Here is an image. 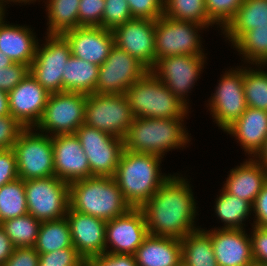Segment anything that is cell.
<instances>
[{"label": "cell", "instance_id": "obj_1", "mask_svg": "<svg viewBox=\"0 0 267 266\" xmlns=\"http://www.w3.org/2000/svg\"><path fill=\"white\" fill-rule=\"evenodd\" d=\"M178 175H171L140 207L149 235L181 240L201 228L195 227L198 213L191 186Z\"/></svg>", "mask_w": 267, "mask_h": 266}, {"label": "cell", "instance_id": "obj_2", "mask_svg": "<svg viewBox=\"0 0 267 266\" xmlns=\"http://www.w3.org/2000/svg\"><path fill=\"white\" fill-rule=\"evenodd\" d=\"M162 159L155 154L123 150L114 179L132 208H140L171 176L162 175Z\"/></svg>", "mask_w": 267, "mask_h": 266}, {"label": "cell", "instance_id": "obj_3", "mask_svg": "<svg viewBox=\"0 0 267 266\" xmlns=\"http://www.w3.org/2000/svg\"><path fill=\"white\" fill-rule=\"evenodd\" d=\"M69 207L105 221L119 217L132 208L125 200L114 177L102 176L70 183Z\"/></svg>", "mask_w": 267, "mask_h": 266}, {"label": "cell", "instance_id": "obj_4", "mask_svg": "<svg viewBox=\"0 0 267 266\" xmlns=\"http://www.w3.org/2000/svg\"><path fill=\"white\" fill-rule=\"evenodd\" d=\"M184 121V118L134 117L124 137V149L164 158L166 152L189 144L191 137L184 128Z\"/></svg>", "mask_w": 267, "mask_h": 266}, {"label": "cell", "instance_id": "obj_5", "mask_svg": "<svg viewBox=\"0 0 267 266\" xmlns=\"http://www.w3.org/2000/svg\"><path fill=\"white\" fill-rule=\"evenodd\" d=\"M134 117L187 118L189 108L151 71H147L125 93Z\"/></svg>", "mask_w": 267, "mask_h": 266}, {"label": "cell", "instance_id": "obj_6", "mask_svg": "<svg viewBox=\"0 0 267 266\" xmlns=\"http://www.w3.org/2000/svg\"><path fill=\"white\" fill-rule=\"evenodd\" d=\"M34 130L24 128L12 147L23 181L55 176L52 136Z\"/></svg>", "mask_w": 267, "mask_h": 266}, {"label": "cell", "instance_id": "obj_7", "mask_svg": "<svg viewBox=\"0 0 267 266\" xmlns=\"http://www.w3.org/2000/svg\"><path fill=\"white\" fill-rule=\"evenodd\" d=\"M133 120L126 94L87 95L85 125L124 139Z\"/></svg>", "mask_w": 267, "mask_h": 266}, {"label": "cell", "instance_id": "obj_8", "mask_svg": "<svg viewBox=\"0 0 267 266\" xmlns=\"http://www.w3.org/2000/svg\"><path fill=\"white\" fill-rule=\"evenodd\" d=\"M87 95L62 91L49 95L44 114L36 131L46 135L75 134L84 124Z\"/></svg>", "mask_w": 267, "mask_h": 266}, {"label": "cell", "instance_id": "obj_9", "mask_svg": "<svg viewBox=\"0 0 267 266\" xmlns=\"http://www.w3.org/2000/svg\"><path fill=\"white\" fill-rule=\"evenodd\" d=\"M69 185L56 176L25 180L28 213L41 222L65 217L69 208Z\"/></svg>", "mask_w": 267, "mask_h": 266}, {"label": "cell", "instance_id": "obj_10", "mask_svg": "<svg viewBox=\"0 0 267 266\" xmlns=\"http://www.w3.org/2000/svg\"><path fill=\"white\" fill-rule=\"evenodd\" d=\"M208 28L189 21L161 16L155 20L156 61L171 55H205L198 32Z\"/></svg>", "mask_w": 267, "mask_h": 266}, {"label": "cell", "instance_id": "obj_11", "mask_svg": "<svg viewBox=\"0 0 267 266\" xmlns=\"http://www.w3.org/2000/svg\"><path fill=\"white\" fill-rule=\"evenodd\" d=\"M88 159L91 177H114L124 150V139L81 125L75 132Z\"/></svg>", "mask_w": 267, "mask_h": 266}, {"label": "cell", "instance_id": "obj_12", "mask_svg": "<svg viewBox=\"0 0 267 266\" xmlns=\"http://www.w3.org/2000/svg\"><path fill=\"white\" fill-rule=\"evenodd\" d=\"M44 46L38 43L30 73L50 94L63 91L62 73L71 56L69 43L61 34H47Z\"/></svg>", "mask_w": 267, "mask_h": 266}, {"label": "cell", "instance_id": "obj_13", "mask_svg": "<svg viewBox=\"0 0 267 266\" xmlns=\"http://www.w3.org/2000/svg\"><path fill=\"white\" fill-rule=\"evenodd\" d=\"M229 69L221 76L209 99V111L217 126L225 131L247 109L244 95L243 67Z\"/></svg>", "mask_w": 267, "mask_h": 266}, {"label": "cell", "instance_id": "obj_14", "mask_svg": "<svg viewBox=\"0 0 267 266\" xmlns=\"http://www.w3.org/2000/svg\"><path fill=\"white\" fill-rule=\"evenodd\" d=\"M207 58L205 55H171L158 59L150 70L189 108L190 93L200 76ZM187 95V96H186ZM186 97V98H185Z\"/></svg>", "mask_w": 267, "mask_h": 266}, {"label": "cell", "instance_id": "obj_15", "mask_svg": "<svg viewBox=\"0 0 267 266\" xmlns=\"http://www.w3.org/2000/svg\"><path fill=\"white\" fill-rule=\"evenodd\" d=\"M148 70L133 56L114 45L99 66L95 93L125 94Z\"/></svg>", "mask_w": 267, "mask_h": 266}, {"label": "cell", "instance_id": "obj_16", "mask_svg": "<svg viewBox=\"0 0 267 266\" xmlns=\"http://www.w3.org/2000/svg\"><path fill=\"white\" fill-rule=\"evenodd\" d=\"M112 33L114 45L135 57L148 71L154 67L155 20L132 18L114 28Z\"/></svg>", "mask_w": 267, "mask_h": 266}, {"label": "cell", "instance_id": "obj_17", "mask_svg": "<svg viewBox=\"0 0 267 266\" xmlns=\"http://www.w3.org/2000/svg\"><path fill=\"white\" fill-rule=\"evenodd\" d=\"M148 235L142 210L131 208L127 213L107 221L105 253L134 255Z\"/></svg>", "mask_w": 267, "mask_h": 266}, {"label": "cell", "instance_id": "obj_18", "mask_svg": "<svg viewBox=\"0 0 267 266\" xmlns=\"http://www.w3.org/2000/svg\"><path fill=\"white\" fill-rule=\"evenodd\" d=\"M50 93L29 73L8 92L10 114L25 128L40 122Z\"/></svg>", "mask_w": 267, "mask_h": 266}, {"label": "cell", "instance_id": "obj_19", "mask_svg": "<svg viewBox=\"0 0 267 266\" xmlns=\"http://www.w3.org/2000/svg\"><path fill=\"white\" fill-rule=\"evenodd\" d=\"M55 176L64 182L72 183L91 177L88 159L75 134L52 136Z\"/></svg>", "mask_w": 267, "mask_h": 266}, {"label": "cell", "instance_id": "obj_20", "mask_svg": "<svg viewBox=\"0 0 267 266\" xmlns=\"http://www.w3.org/2000/svg\"><path fill=\"white\" fill-rule=\"evenodd\" d=\"M65 217L70 225L73 246L86 262L105 253L107 221L79 213L70 207Z\"/></svg>", "mask_w": 267, "mask_h": 266}, {"label": "cell", "instance_id": "obj_21", "mask_svg": "<svg viewBox=\"0 0 267 266\" xmlns=\"http://www.w3.org/2000/svg\"><path fill=\"white\" fill-rule=\"evenodd\" d=\"M69 43L71 55L98 66L107 59L114 46L112 30L80 26L61 34Z\"/></svg>", "mask_w": 267, "mask_h": 266}, {"label": "cell", "instance_id": "obj_22", "mask_svg": "<svg viewBox=\"0 0 267 266\" xmlns=\"http://www.w3.org/2000/svg\"><path fill=\"white\" fill-rule=\"evenodd\" d=\"M212 239L218 266H251L254 263L250 235L245 229L205 230Z\"/></svg>", "mask_w": 267, "mask_h": 266}, {"label": "cell", "instance_id": "obj_23", "mask_svg": "<svg viewBox=\"0 0 267 266\" xmlns=\"http://www.w3.org/2000/svg\"><path fill=\"white\" fill-rule=\"evenodd\" d=\"M224 132L238 140L249 157H256L267 138V111L247 107Z\"/></svg>", "mask_w": 267, "mask_h": 266}, {"label": "cell", "instance_id": "obj_24", "mask_svg": "<svg viewBox=\"0 0 267 266\" xmlns=\"http://www.w3.org/2000/svg\"><path fill=\"white\" fill-rule=\"evenodd\" d=\"M223 189L252 205L267 182V169L255 158H248L240 166L232 168Z\"/></svg>", "mask_w": 267, "mask_h": 266}, {"label": "cell", "instance_id": "obj_25", "mask_svg": "<svg viewBox=\"0 0 267 266\" xmlns=\"http://www.w3.org/2000/svg\"><path fill=\"white\" fill-rule=\"evenodd\" d=\"M4 16L0 19V51L13 63L31 66L36 55L38 38L36 39L29 26L9 25V22H5Z\"/></svg>", "mask_w": 267, "mask_h": 266}, {"label": "cell", "instance_id": "obj_26", "mask_svg": "<svg viewBox=\"0 0 267 266\" xmlns=\"http://www.w3.org/2000/svg\"><path fill=\"white\" fill-rule=\"evenodd\" d=\"M134 257L137 266H182L181 240L148 235Z\"/></svg>", "mask_w": 267, "mask_h": 266}, {"label": "cell", "instance_id": "obj_27", "mask_svg": "<svg viewBox=\"0 0 267 266\" xmlns=\"http://www.w3.org/2000/svg\"><path fill=\"white\" fill-rule=\"evenodd\" d=\"M263 25H267V0H243L221 32L233 45L246 31Z\"/></svg>", "mask_w": 267, "mask_h": 266}, {"label": "cell", "instance_id": "obj_28", "mask_svg": "<svg viewBox=\"0 0 267 266\" xmlns=\"http://www.w3.org/2000/svg\"><path fill=\"white\" fill-rule=\"evenodd\" d=\"M63 68V91L86 95L95 93L99 73L98 65L71 55Z\"/></svg>", "mask_w": 267, "mask_h": 266}, {"label": "cell", "instance_id": "obj_29", "mask_svg": "<svg viewBox=\"0 0 267 266\" xmlns=\"http://www.w3.org/2000/svg\"><path fill=\"white\" fill-rule=\"evenodd\" d=\"M182 266H218L212 239L205 229H197L181 239Z\"/></svg>", "mask_w": 267, "mask_h": 266}, {"label": "cell", "instance_id": "obj_30", "mask_svg": "<svg viewBox=\"0 0 267 266\" xmlns=\"http://www.w3.org/2000/svg\"><path fill=\"white\" fill-rule=\"evenodd\" d=\"M221 194L215 199V213L221 222H224V229H244V221L252 213V204L242 200L221 188Z\"/></svg>", "mask_w": 267, "mask_h": 266}, {"label": "cell", "instance_id": "obj_31", "mask_svg": "<svg viewBox=\"0 0 267 266\" xmlns=\"http://www.w3.org/2000/svg\"><path fill=\"white\" fill-rule=\"evenodd\" d=\"M68 247L74 246L66 217L41 223L34 246L38 253H49Z\"/></svg>", "mask_w": 267, "mask_h": 266}, {"label": "cell", "instance_id": "obj_32", "mask_svg": "<svg viewBox=\"0 0 267 266\" xmlns=\"http://www.w3.org/2000/svg\"><path fill=\"white\" fill-rule=\"evenodd\" d=\"M80 0H47V34H62L79 27L78 9Z\"/></svg>", "mask_w": 267, "mask_h": 266}, {"label": "cell", "instance_id": "obj_33", "mask_svg": "<svg viewBox=\"0 0 267 266\" xmlns=\"http://www.w3.org/2000/svg\"><path fill=\"white\" fill-rule=\"evenodd\" d=\"M244 62L267 65V25L246 31L233 45Z\"/></svg>", "mask_w": 267, "mask_h": 266}, {"label": "cell", "instance_id": "obj_34", "mask_svg": "<svg viewBox=\"0 0 267 266\" xmlns=\"http://www.w3.org/2000/svg\"><path fill=\"white\" fill-rule=\"evenodd\" d=\"M163 16L178 21L214 26L209 19L205 0H163Z\"/></svg>", "mask_w": 267, "mask_h": 266}, {"label": "cell", "instance_id": "obj_35", "mask_svg": "<svg viewBox=\"0 0 267 266\" xmlns=\"http://www.w3.org/2000/svg\"><path fill=\"white\" fill-rule=\"evenodd\" d=\"M28 214L24 181L17 178L0 188V224Z\"/></svg>", "mask_w": 267, "mask_h": 266}, {"label": "cell", "instance_id": "obj_36", "mask_svg": "<svg viewBox=\"0 0 267 266\" xmlns=\"http://www.w3.org/2000/svg\"><path fill=\"white\" fill-rule=\"evenodd\" d=\"M41 223L28 213L5 220L0 225L4 228L15 248H18L35 246Z\"/></svg>", "mask_w": 267, "mask_h": 266}, {"label": "cell", "instance_id": "obj_37", "mask_svg": "<svg viewBox=\"0 0 267 266\" xmlns=\"http://www.w3.org/2000/svg\"><path fill=\"white\" fill-rule=\"evenodd\" d=\"M259 69L243 67L244 95L247 107L267 111V72ZM260 66V67H259Z\"/></svg>", "mask_w": 267, "mask_h": 266}, {"label": "cell", "instance_id": "obj_38", "mask_svg": "<svg viewBox=\"0 0 267 266\" xmlns=\"http://www.w3.org/2000/svg\"><path fill=\"white\" fill-rule=\"evenodd\" d=\"M243 0H205L209 19L222 29L234 17Z\"/></svg>", "mask_w": 267, "mask_h": 266}, {"label": "cell", "instance_id": "obj_39", "mask_svg": "<svg viewBox=\"0 0 267 266\" xmlns=\"http://www.w3.org/2000/svg\"><path fill=\"white\" fill-rule=\"evenodd\" d=\"M132 18L127 0H105L102 28L113 30Z\"/></svg>", "mask_w": 267, "mask_h": 266}, {"label": "cell", "instance_id": "obj_40", "mask_svg": "<svg viewBox=\"0 0 267 266\" xmlns=\"http://www.w3.org/2000/svg\"><path fill=\"white\" fill-rule=\"evenodd\" d=\"M38 266H87L74 247L39 253Z\"/></svg>", "mask_w": 267, "mask_h": 266}, {"label": "cell", "instance_id": "obj_41", "mask_svg": "<svg viewBox=\"0 0 267 266\" xmlns=\"http://www.w3.org/2000/svg\"><path fill=\"white\" fill-rule=\"evenodd\" d=\"M105 0H80L78 20L80 26L102 27Z\"/></svg>", "mask_w": 267, "mask_h": 266}, {"label": "cell", "instance_id": "obj_42", "mask_svg": "<svg viewBox=\"0 0 267 266\" xmlns=\"http://www.w3.org/2000/svg\"><path fill=\"white\" fill-rule=\"evenodd\" d=\"M133 18L156 20L163 16V0H127Z\"/></svg>", "mask_w": 267, "mask_h": 266}, {"label": "cell", "instance_id": "obj_43", "mask_svg": "<svg viewBox=\"0 0 267 266\" xmlns=\"http://www.w3.org/2000/svg\"><path fill=\"white\" fill-rule=\"evenodd\" d=\"M30 73V66L13 63L5 68H0V89L10 92Z\"/></svg>", "mask_w": 267, "mask_h": 266}, {"label": "cell", "instance_id": "obj_44", "mask_svg": "<svg viewBox=\"0 0 267 266\" xmlns=\"http://www.w3.org/2000/svg\"><path fill=\"white\" fill-rule=\"evenodd\" d=\"M24 128L12 115L0 117V150L11 149Z\"/></svg>", "mask_w": 267, "mask_h": 266}, {"label": "cell", "instance_id": "obj_45", "mask_svg": "<svg viewBox=\"0 0 267 266\" xmlns=\"http://www.w3.org/2000/svg\"><path fill=\"white\" fill-rule=\"evenodd\" d=\"M251 247L254 262L267 265V228L253 225Z\"/></svg>", "mask_w": 267, "mask_h": 266}, {"label": "cell", "instance_id": "obj_46", "mask_svg": "<svg viewBox=\"0 0 267 266\" xmlns=\"http://www.w3.org/2000/svg\"><path fill=\"white\" fill-rule=\"evenodd\" d=\"M17 178V161L13 149L0 150V188Z\"/></svg>", "mask_w": 267, "mask_h": 266}, {"label": "cell", "instance_id": "obj_47", "mask_svg": "<svg viewBox=\"0 0 267 266\" xmlns=\"http://www.w3.org/2000/svg\"><path fill=\"white\" fill-rule=\"evenodd\" d=\"M87 266H137L134 255L104 253L91 258Z\"/></svg>", "mask_w": 267, "mask_h": 266}, {"label": "cell", "instance_id": "obj_48", "mask_svg": "<svg viewBox=\"0 0 267 266\" xmlns=\"http://www.w3.org/2000/svg\"><path fill=\"white\" fill-rule=\"evenodd\" d=\"M39 253L34 247L15 248L3 266H38Z\"/></svg>", "mask_w": 267, "mask_h": 266}, {"label": "cell", "instance_id": "obj_49", "mask_svg": "<svg viewBox=\"0 0 267 266\" xmlns=\"http://www.w3.org/2000/svg\"><path fill=\"white\" fill-rule=\"evenodd\" d=\"M252 206V212L255 214L252 225L267 228V182L256 196Z\"/></svg>", "mask_w": 267, "mask_h": 266}, {"label": "cell", "instance_id": "obj_50", "mask_svg": "<svg viewBox=\"0 0 267 266\" xmlns=\"http://www.w3.org/2000/svg\"><path fill=\"white\" fill-rule=\"evenodd\" d=\"M15 246L6 235L4 228L0 225V266H3L10 258Z\"/></svg>", "mask_w": 267, "mask_h": 266}, {"label": "cell", "instance_id": "obj_51", "mask_svg": "<svg viewBox=\"0 0 267 266\" xmlns=\"http://www.w3.org/2000/svg\"><path fill=\"white\" fill-rule=\"evenodd\" d=\"M11 115L9 111L8 93L0 89V117Z\"/></svg>", "mask_w": 267, "mask_h": 266}, {"label": "cell", "instance_id": "obj_52", "mask_svg": "<svg viewBox=\"0 0 267 266\" xmlns=\"http://www.w3.org/2000/svg\"><path fill=\"white\" fill-rule=\"evenodd\" d=\"M255 159L267 169V138L261 151L256 155Z\"/></svg>", "mask_w": 267, "mask_h": 266}, {"label": "cell", "instance_id": "obj_53", "mask_svg": "<svg viewBox=\"0 0 267 266\" xmlns=\"http://www.w3.org/2000/svg\"><path fill=\"white\" fill-rule=\"evenodd\" d=\"M11 64H13V61L0 51V68L8 67Z\"/></svg>", "mask_w": 267, "mask_h": 266}, {"label": "cell", "instance_id": "obj_54", "mask_svg": "<svg viewBox=\"0 0 267 266\" xmlns=\"http://www.w3.org/2000/svg\"><path fill=\"white\" fill-rule=\"evenodd\" d=\"M33 1V2H32ZM36 0H0V7L5 11L6 8V3L8 4L9 2H13V3H24V4H29V3H34Z\"/></svg>", "mask_w": 267, "mask_h": 266}, {"label": "cell", "instance_id": "obj_55", "mask_svg": "<svg viewBox=\"0 0 267 266\" xmlns=\"http://www.w3.org/2000/svg\"><path fill=\"white\" fill-rule=\"evenodd\" d=\"M5 12L1 7H0V19L2 18L3 15H5Z\"/></svg>", "mask_w": 267, "mask_h": 266}, {"label": "cell", "instance_id": "obj_56", "mask_svg": "<svg viewBox=\"0 0 267 266\" xmlns=\"http://www.w3.org/2000/svg\"><path fill=\"white\" fill-rule=\"evenodd\" d=\"M251 266H267V265L254 262Z\"/></svg>", "mask_w": 267, "mask_h": 266}]
</instances>
